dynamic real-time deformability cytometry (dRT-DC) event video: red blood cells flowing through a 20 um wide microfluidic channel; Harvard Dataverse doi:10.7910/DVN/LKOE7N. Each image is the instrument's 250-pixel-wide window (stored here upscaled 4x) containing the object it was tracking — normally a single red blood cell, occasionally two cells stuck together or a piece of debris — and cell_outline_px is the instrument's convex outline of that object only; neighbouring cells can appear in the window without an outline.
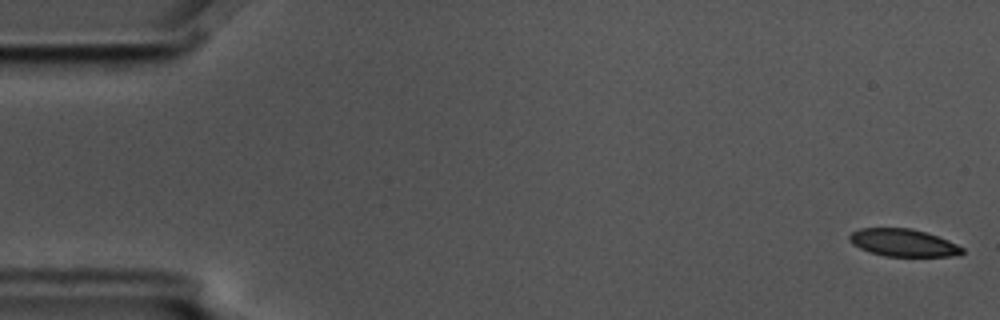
{"species": "common noctule bat (a hibernating species)", "species_latin": "Nyctalus noctula", "temperature_condition": "cold", "stored_images_in_passage": 56, "camera_frame_rate_fps": 3000, "um_per_image_px": 0.085, "animal": {"sex": "male", "body_mass_g": 17.5, "forearm_length_mm": 52.3}, "frame": {"image": 1, "passage_image": 1, "time_ms": 0.0, "image_size_px": [1000, 320], "cell_outline_px": [[964, 252], [960, 256], [884, 256], [860, 248], [852, 244], [848, 240], [848, 236], [852, 232], [860, 228], [912, 228], [948, 240], [964, 248]], "centroid_in_image_um": [76.77, 20.63], "position_along_channel_um": 8.2, "area_um2": 18.03}}
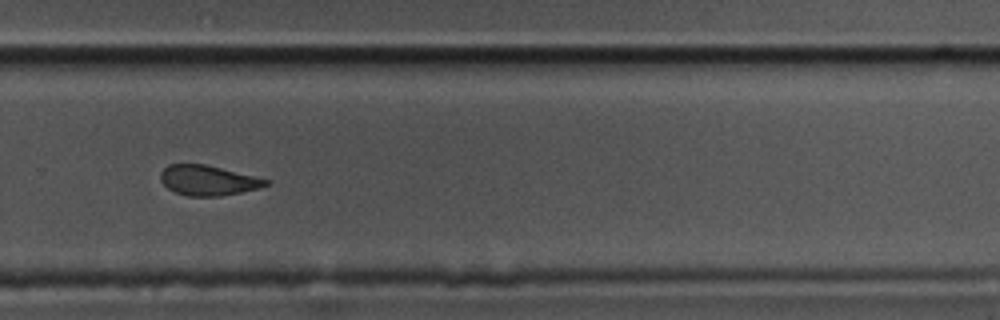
{"frame": {"image": 2, "passage_image": 38, "time_ms": 12.333, "image_size_px": [1000, 320], "cell_outline_px": [[268, 184], [260, 188], [220, 196], [188, 196], [176, 192], [168, 188], [160, 180], [160, 172], [168, 164], [204, 164], [268, 180]], "centroid_in_image_um": [17.63, 15.33], "position_along_channel_um": 312.2, "area_um2": 18.09}}
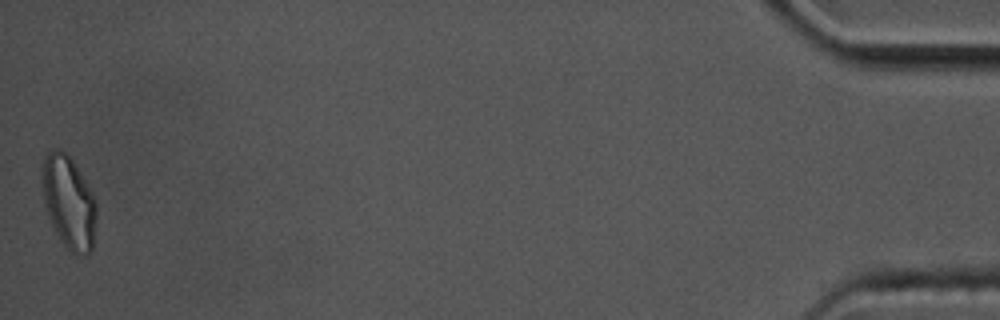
{"frame": {"image": 3, "passage_image": 56, "time_ms": 18.333, "image_size_px": [1000, 320], "cell_outline_px": [[96, 220], [92, 252], [84, 256], [76, 256], [60, 240], [52, 224], [44, 204], [44, 156], [52, 148], [60, 148], [72, 160], [92, 192], [96, 200]], "centroid_in_image_um": [5.89, 17.24], "position_along_channel_um": 429.3, "area_um2": 28.96}, "authors_computed_cell_mechanics": {"area_um2": 19.941, "velocity_mm_per_s": 3.5584, "shape_relaxation_time_tau1_ms": 10.1619, "shape_relaxation_time_tau2_ms": 3.3475, "deformation_change_tau1": 0.1627, "deformation_change_tau2": 0.0906}}